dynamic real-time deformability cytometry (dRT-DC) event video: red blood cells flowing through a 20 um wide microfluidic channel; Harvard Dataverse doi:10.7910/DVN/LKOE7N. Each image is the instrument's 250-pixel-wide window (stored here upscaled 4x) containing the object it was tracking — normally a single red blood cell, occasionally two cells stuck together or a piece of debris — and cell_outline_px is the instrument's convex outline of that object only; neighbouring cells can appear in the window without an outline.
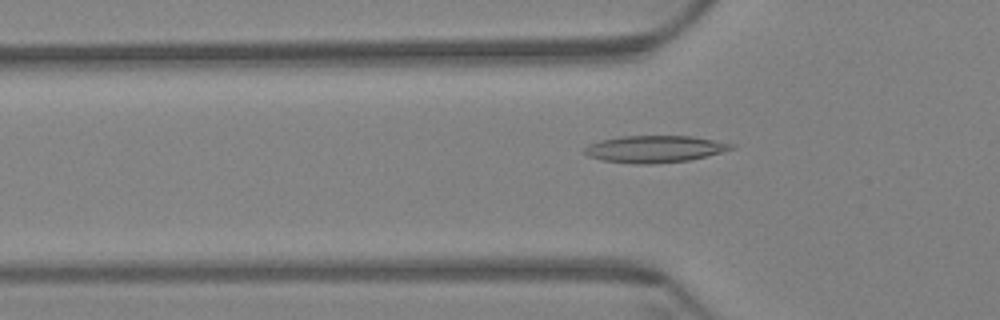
{"species": "Egyptian fruit bat (a non-hibernating species)", "species_latin": "Rousettus aegyptiacus", "temperature_condition": "warm", "stored_images_in_passage": 60, "camera_frame_rate_fps": 3000, "um_per_image_px": 0.085, "animal": {"sex": "female"}, "frame": {"image": 1, "passage_image": 20, "time_ms": 6.333, "image_size_px": [1000, 320], "cell_outline_px": [[736, 148], [688, 160], [648, 164], [636, 164], [604, 160], [588, 156], [584, 152], [584, 148], [588, 144], [600, 140], [624, 136], [692, 136], [736, 144]], "centroid_in_image_um": [55.65, 12.66], "position_along_channel_um": 70.2, "area_um2": 22.83}}
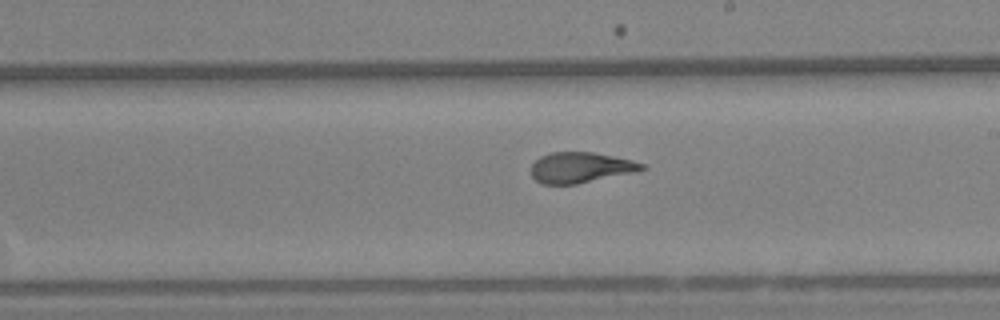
{"frame": {"image": 2, "passage_image": 35, "time_ms": 11.333, "image_size_px": [1000, 320], "cell_outline_px": [[648, 168], [632, 172], [576, 184], [544, 184], [536, 180], [532, 176], [532, 164], [540, 156], [552, 152], [592, 152], [632, 160], [644, 164]], "centroid_in_image_um": [49.33, 14.23], "position_along_channel_um": 239.7, "area_um2": 19.42}}
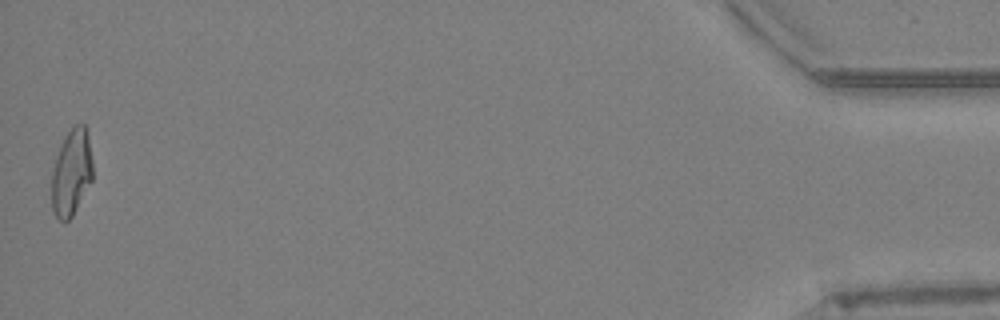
{"frame": {"image": 3, "passage_image": 60, "time_ms": 19.667, "image_size_px": [1000, 320], "cell_outline_px": [[92, 180], [72, 216], [68, 220], [60, 220], [52, 212], [52, 172], [56, 156], [64, 136], [76, 124], [84, 124], [88, 136], [92, 160]], "centroid_in_image_um": [6.07, 14.66], "position_along_channel_um": 429.1, "area_um2": 20.46}, "authors_computed_cell_mechanics": {"area_um2": 20.7502, "velocity_mm_per_s": 3.3961, "shape_relaxation_time_tau1_ms": 7.9346, "shape_relaxation_time_tau2_ms": 1.053, "deformation_change_tau1": 0.245, "deformation_change_tau2": 0.0881}}